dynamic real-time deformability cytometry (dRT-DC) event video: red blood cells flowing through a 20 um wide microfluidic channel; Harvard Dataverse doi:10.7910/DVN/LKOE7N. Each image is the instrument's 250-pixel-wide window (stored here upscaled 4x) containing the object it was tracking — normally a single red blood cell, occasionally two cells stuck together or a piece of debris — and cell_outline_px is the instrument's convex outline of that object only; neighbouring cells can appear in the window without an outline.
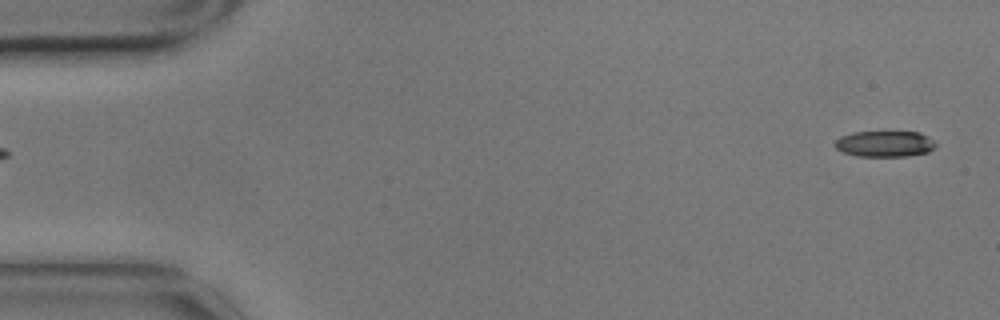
{"species": "common noctule bat (a hibernating species)", "species_latin": "Nyctalus noctula", "temperature_condition": "cold", "stored_images_in_passage": 6, "segment_of_instrument_passage": [2, 2], "camera_frame_rate_fps": 3000, "um_per_image_px": 0.085, "animal": {"sex": "male", "body_mass_g": 17.9}, "frame": {"image": 1, "passage_image": 6, "time_ms": 1.667, "image_size_px": [1000, 320], "cell_outline_px": [[936, 148], [928, 152], [908, 156], [856, 156], [844, 152], [836, 148], [832, 144], [840, 136], [852, 132], [920, 132], [928, 136], [936, 144]], "centroid_in_image_um": [75.2, 12.22], "position_along_channel_um": 9.8, "area_um2": 15.37}}